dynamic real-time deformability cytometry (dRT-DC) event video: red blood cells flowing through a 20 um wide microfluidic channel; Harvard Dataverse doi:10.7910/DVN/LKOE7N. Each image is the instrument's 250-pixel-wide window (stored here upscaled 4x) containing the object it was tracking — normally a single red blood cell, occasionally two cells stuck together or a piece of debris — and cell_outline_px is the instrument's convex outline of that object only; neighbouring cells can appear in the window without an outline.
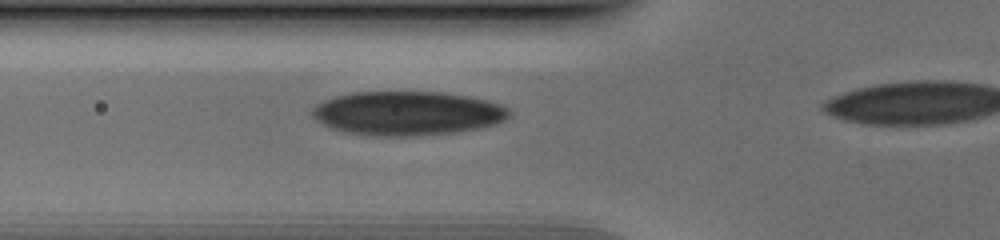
{"species": "human", "species_latin": "Homo sapiens", "temperature_condition": "cold", "stored_images_in_passage": 32, "camera_frame_rate_fps": 3000, "um_per_image_px": 0.085, "donor": {"sex": "male"}, "frame": {"image": 1, "passage_image": 9, "time_ms": 2.667, "image_size_px": [1000, 240], "cell_outline_px": [[512, 116], [496, 124], [480, 128], [456, 132], [412, 136], [376, 136], [348, 132], [332, 128], [316, 120], [312, 116], [312, 108], [324, 100], [336, 96], [352, 92], [440, 92], [468, 96], [500, 104], [508, 108], [512, 112]], "centroid_in_image_um": [34.66, 9.63], "position_along_channel_um": 91.1, "area_um2": 50.52}}
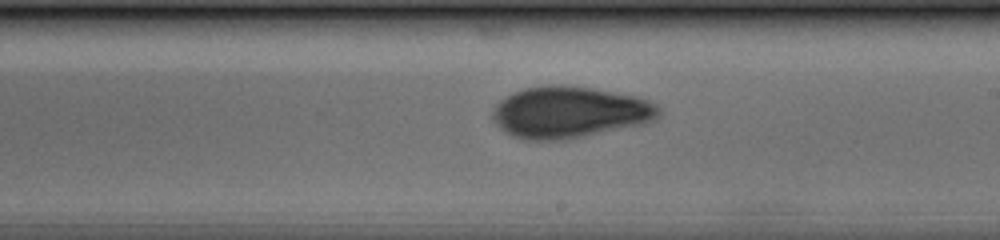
{"frame": {"image": 2, "passage_image": 20, "time_ms": 6.333, "image_size_px": [1000, 240], "cell_outline_px": [[660, 116], [644, 124], [564, 140], [524, 140], [512, 136], [504, 132], [492, 120], [492, 108], [500, 100], [512, 92], [524, 88], [588, 88], [632, 96], [648, 100], [656, 104], [660, 108]], "centroid_in_image_um": [48.38, 9.6], "position_along_channel_um": 240.6, "area_um2": 48.9}}
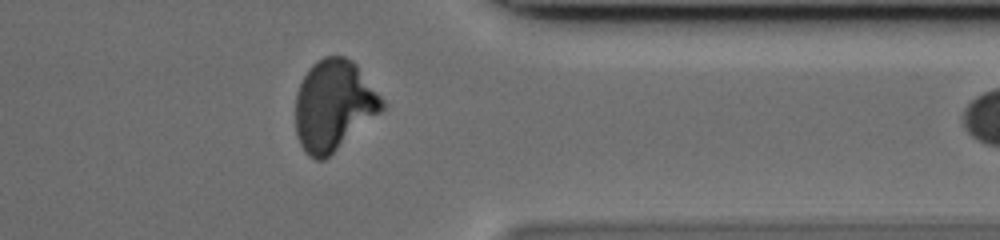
{"frame": {"image": 3, "passage_image": 31, "time_ms": 10.0, "image_size_px": [1000, 240], "cell_outline_px": [[384, 108], [380, 112], [324, 160], [316, 160], [308, 156], [304, 152], [296, 136], [296, 92], [308, 68], [316, 60], [324, 56], [344, 56], [352, 60], [356, 64], [384, 100]], "centroid_in_image_um": [28.34, 8.95], "position_along_channel_um": 383.1, "area_um2": 45.55}}